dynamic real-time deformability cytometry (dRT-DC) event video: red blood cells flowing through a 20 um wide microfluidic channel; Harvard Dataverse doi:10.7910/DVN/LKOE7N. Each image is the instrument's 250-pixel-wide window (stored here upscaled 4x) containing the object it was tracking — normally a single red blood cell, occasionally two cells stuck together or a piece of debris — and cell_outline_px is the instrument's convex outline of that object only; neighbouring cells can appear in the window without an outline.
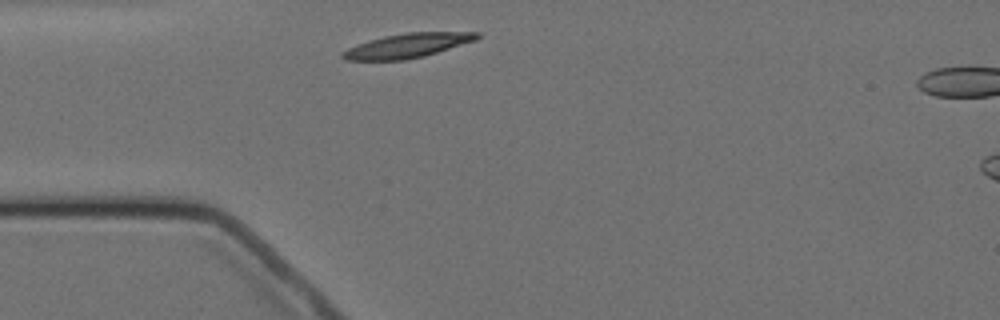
{"species": "Egyptian fruit bat (a non-hibernating species)", "species_latin": "Rousettus aegyptiacus", "temperature_condition": "cold", "stored_images_in_passage": 2, "camera_frame_rate_fps": 3000, "um_per_image_px": 0.085, "animal": {"sex": "female"}, "frame": {"image": 1, "passage_image": 1, "time_ms": 0.0, "image_size_px": [1000, 320], "cell_outline_px": [[480, 36], [476, 40], [424, 56], [404, 60], [344, 60], [340, 56], [340, 52], [348, 48], [368, 40], [384, 36], [408, 32], [480, 32]], "centroid_in_image_um": [34.6, 3.88], "position_along_channel_um": 50.4, "area_um2": 19.02}}